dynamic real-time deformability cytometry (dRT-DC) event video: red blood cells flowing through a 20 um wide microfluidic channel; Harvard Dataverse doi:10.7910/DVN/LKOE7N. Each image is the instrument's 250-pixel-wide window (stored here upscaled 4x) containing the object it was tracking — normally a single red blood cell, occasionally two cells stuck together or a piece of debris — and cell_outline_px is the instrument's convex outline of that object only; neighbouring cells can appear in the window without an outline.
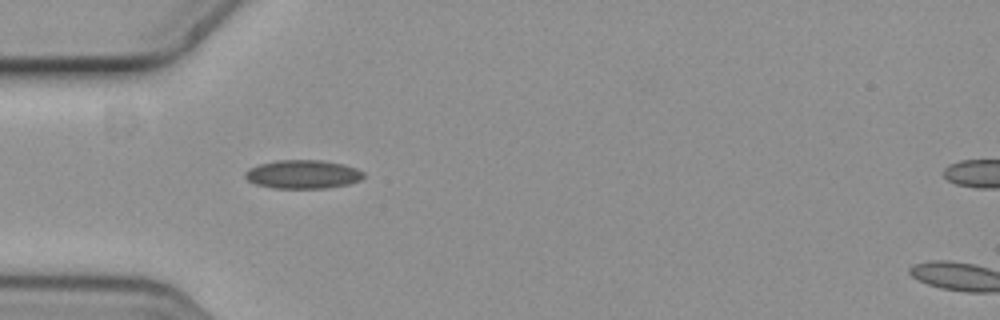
{"species": "common noctule bat (a hibernating species)", "species_latin": "Nyctalus noctula", "temperature_condition": "cold", "stored_images_in_passage": 4, "camera_frame_rate_fps": 3000, "um_per_image_px": 0.085, "animal": {"sex": "female", "body_mass_g": 19.3, "forearm_length_mm": 54.1}, "frame": {"image": 1, "passage_image": 4, "time_ms": 1.0, "image_size_px": [1000, 320], "cell_outline_px": [[364, 176], [360, 180], [348, 184], [328, 188], [272, 188], [256, 184], [248, 180], [244, 176], [244, 172], [248, 168], [260, 164], [276, 160], [320, 160], [344, 164], [356, 168], [364, 172]], "centroid_in_image_um": [25.73, 14.81], "position_along_channel_um": 59.3, "area_um2": 19.83}}